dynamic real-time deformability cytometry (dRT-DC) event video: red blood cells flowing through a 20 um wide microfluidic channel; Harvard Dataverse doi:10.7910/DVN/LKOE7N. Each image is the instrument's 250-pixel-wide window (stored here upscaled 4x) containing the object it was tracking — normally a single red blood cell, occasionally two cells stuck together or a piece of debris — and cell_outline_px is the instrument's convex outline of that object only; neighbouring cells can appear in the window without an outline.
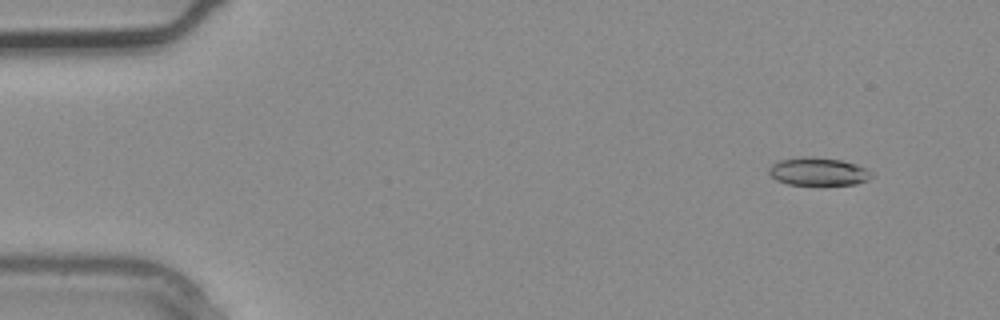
{"species": "common noctule bat (a hibernating species)", "species_latin": "Nyctalus noctula", "temperature_condition": "warm", "stored_images_in_passage": 3, "segment_of_instrument_passage": [1, 2], "camera_frame_rate_fps": 3000, "um_per_image_px": 0.085, "animal": {"sex": "male", "body_mass_g": 20.4}, "frame": {"image": 1, "passage_image": 1, "time_ms": 0.0, "image_size_px": [1000, 320], "cell_outline_px": [[872, 176], [868, 180], [856, 184], [788, 184], [776, 180], [768, 172], [768, 168], [772, 164], [780, 160], [804, 156], [808, 156], [840, 160], [856, 164], [872, 172]], "centroid_in_image_um": [69.53, 14.57], "position_along_channel_um": 15.5, "area_um2": 16.53}}